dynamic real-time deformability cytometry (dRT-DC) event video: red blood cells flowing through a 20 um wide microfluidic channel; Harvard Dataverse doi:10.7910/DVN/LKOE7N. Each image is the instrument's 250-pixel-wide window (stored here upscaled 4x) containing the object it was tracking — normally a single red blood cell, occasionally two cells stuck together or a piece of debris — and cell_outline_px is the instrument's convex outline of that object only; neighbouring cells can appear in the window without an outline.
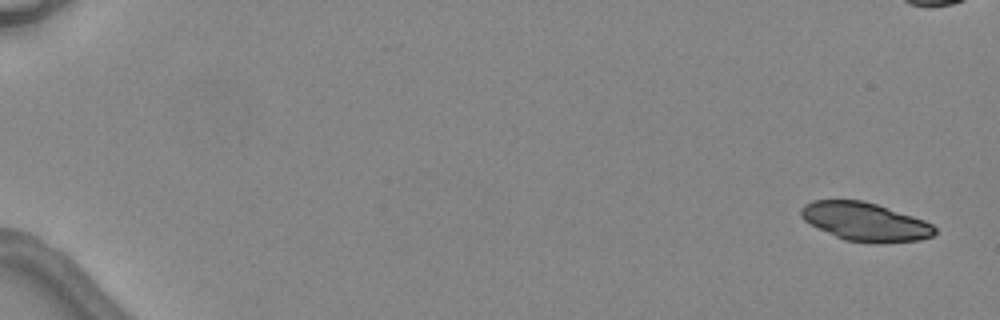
{"species": "common noctule bat (a hibernating species)", "species_latin": "Nyctalus noctula", "temperature_condition": "warm", "stored_images_in_passage": 6, "camera_frame_rate_fps": 3000, "um_per_image_px": 0.085, "animal": {"sex": "female", "body_mass_g": 24.6, "forearm_length_mm": 56.2}, "frame": {"image": 1, "passage_image": 1, "time_ms": 0.0, "image_size_px": [1000, 320], "cell_outline_px": [[936, 232], [932, 236], [920, 240], [880, 244], [876, 244], [844, 240], [804, 220], [800, 216], [800, 208], [804, 204], [812, 200], [864, 200], [924, 220], [932, 224], [936, 228]], "centroid_in_image_um": [73.55, 18.85], "position_along_channel_um": 11.5, "area_um2": 29.94}}